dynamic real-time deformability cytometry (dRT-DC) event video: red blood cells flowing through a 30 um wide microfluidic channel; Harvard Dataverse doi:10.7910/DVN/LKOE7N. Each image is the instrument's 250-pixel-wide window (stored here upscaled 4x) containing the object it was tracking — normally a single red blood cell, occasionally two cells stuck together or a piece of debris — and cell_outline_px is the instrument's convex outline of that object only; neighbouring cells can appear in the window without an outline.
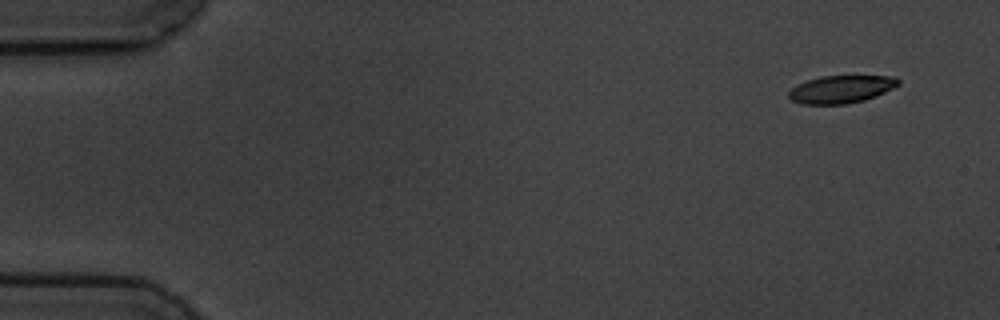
{"species": "common noctule bat (a hibernating species)", "species_latin": "Nyctalus noctula", "temperature_condition": "cold", "stored_images_in_passage": 6, "camera_frame_rate_fps": 3000, "um_per_image_px": 0.085, "animal": {"sex": "male", "body_mass_g": 19.5, "forearm_length_mm": 54.6}, "frame": {"image": 1, "passage_image": 1, "time_ms": 0.0, "image_size_px": [1000, 320], "cell_outline_px": [[900, 84], [876, 96], [864, 100], [848, 104], [800, 104], [792, 100], [788, 96], [788, 92], [792, 88], [808, 80], [820, 76], [896, 76], [900, 80]], "centroid_in_image_um": [71.51, 7.59], "position_along_channel_um": 13.5, "area_um2": 17.63}}
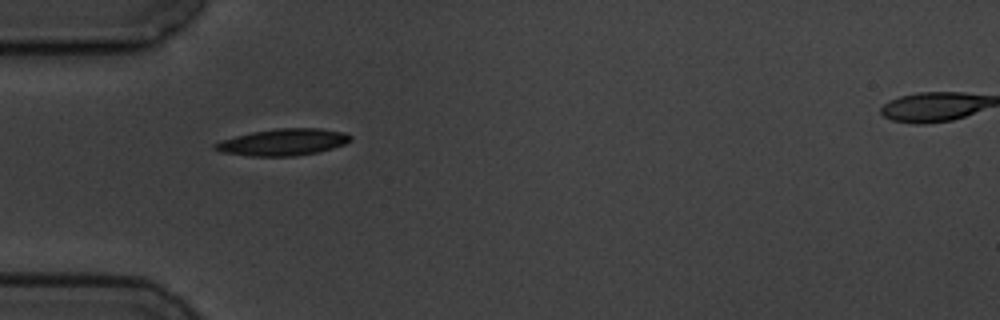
{"frame": {"image": 2, "passage_image": 5, "time_ms": 4.667, "image_size_px": [1000, 320], "cell_outline_px": [[352, 140], [344, 144], [332, 148], [316, 152], [296, 156], [248, 156], [220, 152], [212, 148], [212, 144], [220, 140], [252, 132], [276, 128], [320, 128], [344, 132], [352, 136]], "centroid_in_image_um": [24.02, 12.08], "position_along_channel_um": 61.0, "area_um2": 21.21}}
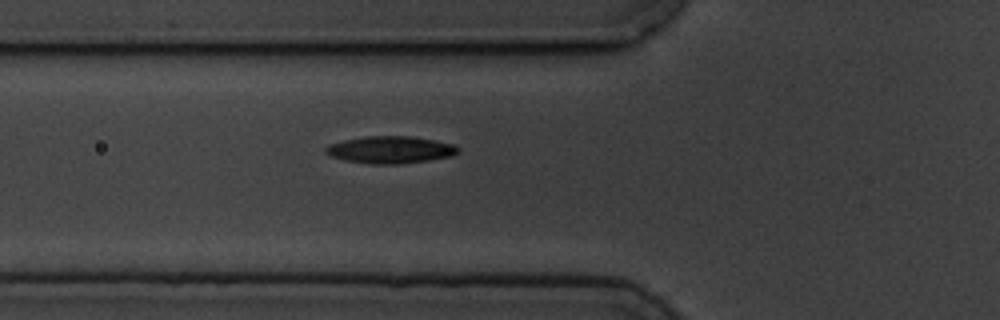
{"frame": {"image": 3, "passage_image": 6, "time_ms": 5.667, "image_size_px": [1000, 320], "cell_outline_px": [[460, 152], [452, 156], [428, 160], [396, 164], [372, 164], [344, 160], [332, 156], [324, 152], [324, 148], [328, 144], [344, 140], [364, 136], [412, 136], [436, 140], [452, 144], [460, 148]], "centroid_in_image_um": [33.18, 12.72], "position_along_channel_um": 92.6, "area_um2": 21.04}}